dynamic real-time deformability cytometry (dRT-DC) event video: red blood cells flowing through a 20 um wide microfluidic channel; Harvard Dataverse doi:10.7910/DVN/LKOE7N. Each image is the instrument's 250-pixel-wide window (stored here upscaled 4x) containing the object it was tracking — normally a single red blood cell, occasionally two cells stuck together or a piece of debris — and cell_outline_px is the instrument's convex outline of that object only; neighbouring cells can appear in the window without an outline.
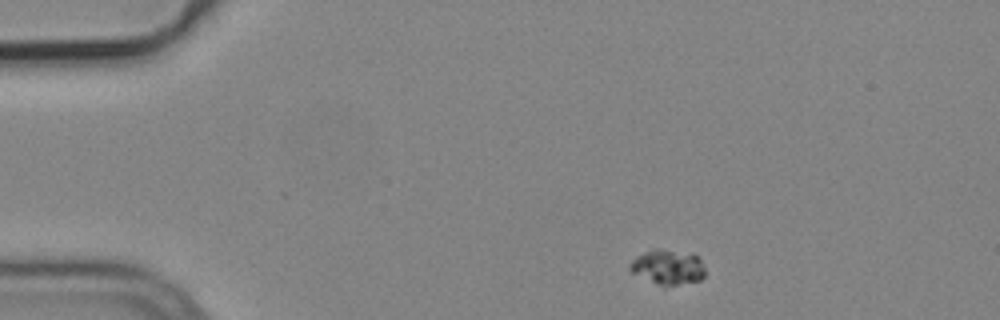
{"species": "common noctule bat (a hibernating species)", "species_latin": "Nyctalus noctula", "temperature_condition": "cold", "stored_images_in_passage": 3, "camera_frame_rate_fps": 3000, "um_per_image_px": 0.085, "animal": {"sex": "male", "body_mass_g": 19.2, "forearm_length_mm": 51.8}, "frame": {"image": 1, "passage_image": 1, "time_ms": 0.0, "image_size_px": [1000, 320], "cell_outline_px": [[704, 276], [700, 280], [664, 288], [632, 272], [628, 268], [628, 264], [636, 256], [644, 252], [656, 248], [692, 252], [700, 260], [704, 268]], "centroid_in_image_um": [56.75, 22.7], "position_along_channel_um": 28.2, "area_um2": 15.61}}